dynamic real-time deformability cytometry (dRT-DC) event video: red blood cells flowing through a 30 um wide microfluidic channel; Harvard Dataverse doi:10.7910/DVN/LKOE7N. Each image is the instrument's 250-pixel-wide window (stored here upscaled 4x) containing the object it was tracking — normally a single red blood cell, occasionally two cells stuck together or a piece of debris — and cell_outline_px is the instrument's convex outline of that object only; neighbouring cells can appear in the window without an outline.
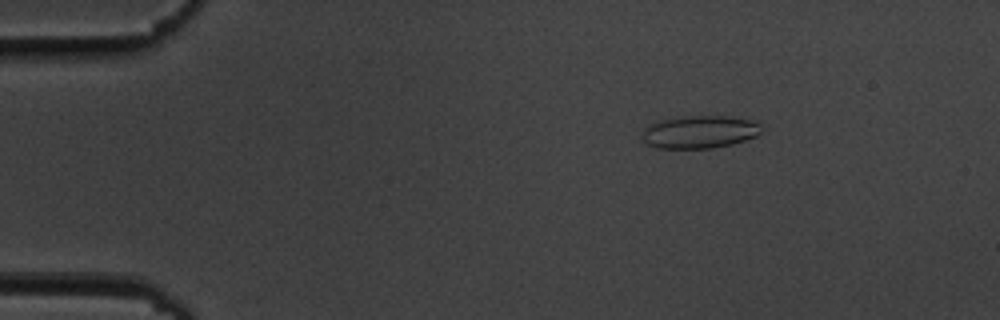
{"species": "common noctule bat (a hibernating species)", "species_latin": "Nyctalus noctula", "temperature_condition": "cold", "stored_images_in_passage": 56, "camera_frame_rate_fps": 3000, "um_per_image_px": 0.085, "animal": {"sex": "male", "body_mass_g": 19.5, "forearm_length_mm": 54.6}, "frame": {"image": 1, "passage_image": 9, "time_ms": 2.667, "image_size_px": [1000, 320], "cell_outline_px": [[760, 132], [756, 136], [732, 144], [712, 148], [656, 148], [648, 144], [644, 140], [644, 128], [652, 124], [664, 120], [688, 116], [724, 116], [752, 120], [760, 124]], "centroid_in_image_um": [59.5, 11.22], "position_along_channel_um": 25.5, "area_um2": 22.25}}
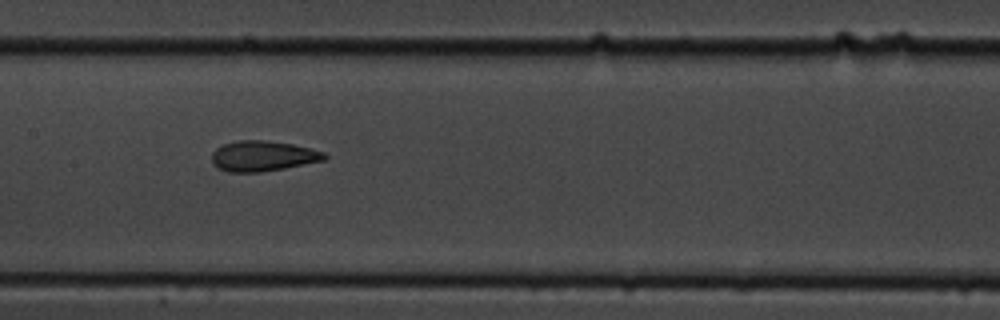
{"frame": {"image": 2, "passage_image": 28, "time_ms": 9.0, "image_size_px": [1000, 320], "cell_outline_px": [[328, 156], [324, 160], [284, 168], [260, 172], [228, 172], [216, 168], [212, 164], [212, 152], [216, 148], [224, 144], [236, 140], [264, 140], [292, 144], [324, 152]], "centroid_in_image_um": [22.29, 13.26], "position_along_channel_um": 185.1, "area_um2": 19.94}}
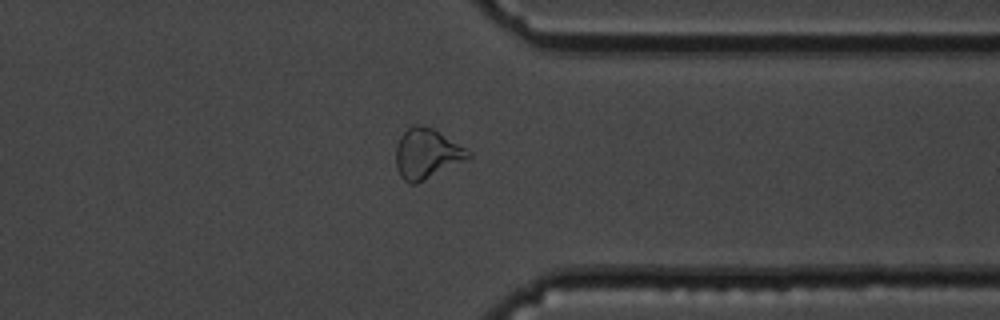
{"frame": {"image": 3, "passage_image": 44, "time_ms": 14.333, "image_size_px": [1000, 320], "cell_outline_px": [[472, 156], [416, 184], [408, 184], [400, 176], [396, 168], [396, 148], [400, 136], [412, 124], [420, 124], [432, 128], [472, 152]], "centroid_in_image_um": [36.24, 13.06], "position_along_channel_um": 375.2, "area_um2": 20.87}, "authors_computed_cell_mechanics": {"area_um2": 21.0392, "velocity_mm_per_s": 3.6263, "shape_relaxation_time_tau1_ms": null, "shape_relaxation_time_tau2_ms": 2.3354, "deformation_change_tau1": null, "deformation_change_tau2": 0.0981}}